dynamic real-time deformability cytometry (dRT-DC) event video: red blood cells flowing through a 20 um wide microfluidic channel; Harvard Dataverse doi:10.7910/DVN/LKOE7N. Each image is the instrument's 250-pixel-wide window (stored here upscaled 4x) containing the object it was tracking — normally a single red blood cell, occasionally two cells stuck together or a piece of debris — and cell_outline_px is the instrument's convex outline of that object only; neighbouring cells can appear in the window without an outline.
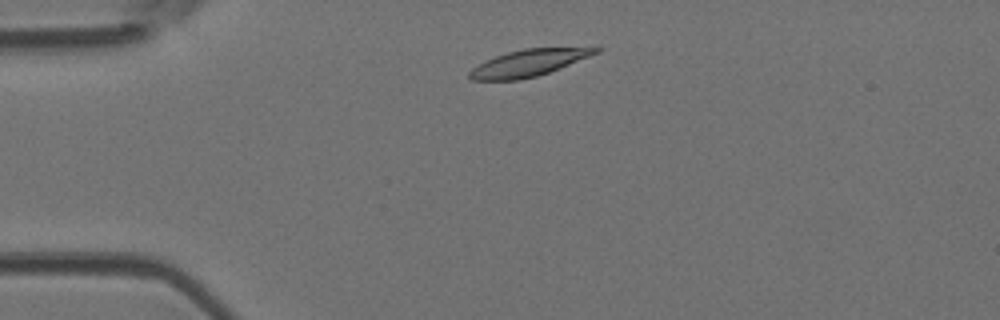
{"species": "Egyptian fruit bat (a non-hibernating species)", "species_latin": "Rousettus aegyptiacus", "temperature_condition": "room temperature", "stored_images_in_passage": 3, "camera_frame_rate_fps": 3000, "um_per_image_px": 0.085, "animal": {"sex": "female"}, "frame": {"image": 1, "passage_image": 2, "time_ms": 0.333, "image_size_px": [1000, 320], "cell_outline_px": [[600, 52], [560, 68], [536, 76], [520, 80], [472, 80], [468, 76], [468, 72], [472, 68], [484, 60], [508, 52], [524, 48], [600, 48]], "centroid_in_image_um": [44.87, 5.36], "position_along_channel_um": 40.1, "area_um2": 19.42}}